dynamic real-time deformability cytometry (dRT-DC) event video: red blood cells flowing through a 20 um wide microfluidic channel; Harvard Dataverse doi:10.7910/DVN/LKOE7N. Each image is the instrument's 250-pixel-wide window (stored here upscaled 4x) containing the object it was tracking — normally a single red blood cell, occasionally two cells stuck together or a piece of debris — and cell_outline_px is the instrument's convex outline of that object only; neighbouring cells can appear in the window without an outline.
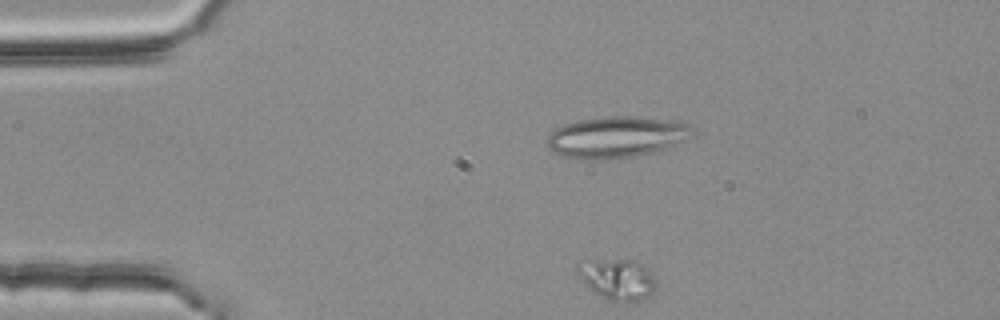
{"species": "common noctule bat (a hibernating species)", "species_latin": "Nyctalus noctula", "temperature_condition": "room temperature", "stored_images_in_passage": 4, "segment_of_instrument_passage": [2, 2], "camera_frame_rate_fps": 3000, "um_per_image_px": 0.085, "animal": {"sex": "female", "body_mass_g": 25.1}, "frame": {"image": 1, "passage_image": 3, "time_ms": 0.667, "image_size_px": [1000, 320], "cell_outline_px": [[656, 284], [652, 296], [636, 304], [628, 304], [608, 300], [588, 288], [580, 276], [576, 268], [576, 264], [592, 260], [632, 256], [640, 260], [648, 268]], "centroid_in_image_um": [52.56, 23.72], "position_along_channel_um": 32.4, "area_um2": 19.94}}